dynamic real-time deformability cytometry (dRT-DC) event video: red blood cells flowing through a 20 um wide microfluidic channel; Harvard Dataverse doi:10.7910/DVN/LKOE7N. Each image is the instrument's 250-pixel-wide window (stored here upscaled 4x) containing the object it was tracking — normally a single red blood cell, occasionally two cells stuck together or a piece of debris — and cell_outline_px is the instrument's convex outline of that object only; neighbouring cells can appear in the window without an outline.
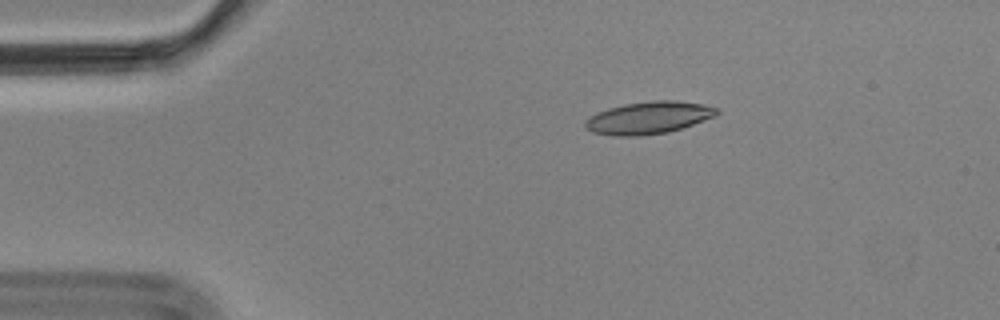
{"species": "Egyptian fruit bat (a non-hibernating species)", "species_latin": "Rousettus aegyptiacus", "temperature_condition": "cold", "stored_images_in_passage": 4, "camera_frame_rate_fps": 3000, "um_per_image_px": 0.085, "animal": {"sex": "male"}, "frame": {"image": 1, "passage_image": 3, "time_ms": 0.667, "image_size_px": [1000, 320], "cell_outline_px": [[720, 112], [716, 116], [668, 132], [640, 136], [612, 136], [592, 132], [584, 128], [584, 120], [596, 112], [608, 108], [624, 104], [652, 100], [676, 100], [704, 104], [720, 108]], "centroid_in_image_um": [55.11, 10.0], "position_along_channel_um": 29.9, "area_um2": 25.09}}